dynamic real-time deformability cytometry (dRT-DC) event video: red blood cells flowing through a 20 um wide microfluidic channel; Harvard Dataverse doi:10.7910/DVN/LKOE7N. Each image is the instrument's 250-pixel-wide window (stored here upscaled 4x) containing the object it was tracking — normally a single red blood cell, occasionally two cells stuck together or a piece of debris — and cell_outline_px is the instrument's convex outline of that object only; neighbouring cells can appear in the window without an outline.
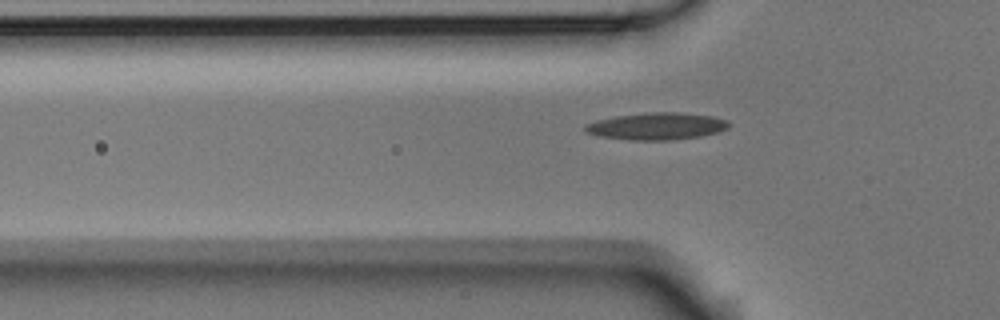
{"species": "Egyptian fruit bat (a non-hibernating species)", "species_latin": "Rousettus aegyptiacus", "temperature_condition": "room temperature", "stored_images_in_passage": 40, "camera_frame_rate_fps": 3000, "um_per_image_px": 0.085, "animal": {"sex": "male"}, "frame": {"image": 1, "passage_image": 9, "time_ms": 2.667, "image_size_px": [1000, 320], "cell_outline_px": [[728, 128], [716, 132], [700, 136], [672, 140], [632, 140], [596, 136], [584, 132], [584, 124], [596, 120], [616, 116], [648, 112], [676, 112], [712, 116], [724, 120], [728, 124]], "centroid_in_image_um": [55.73, 10.73], "position_along_channel_um": 70.1, "area_um2": 22.6}}
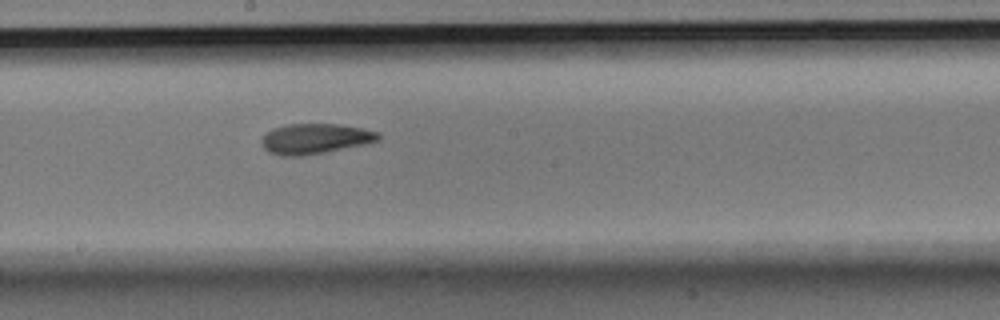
{"frame": {"image": 2, "passage_image": 21, "time_ms": 6.667, "image_size_px": [1000, 320], "cell_outline_px": [[380, 140], [364, 144], [304, 156], [284, 156], [268, 152], [264, 148], [260, 140], [272, 128], [284, 124], [336, 124], [364, 128], [380, 132]], "centroid_in_image_um": [26.78, 11.78], "position_along_channel_um": 221.4, "area_um2": 20.63}}
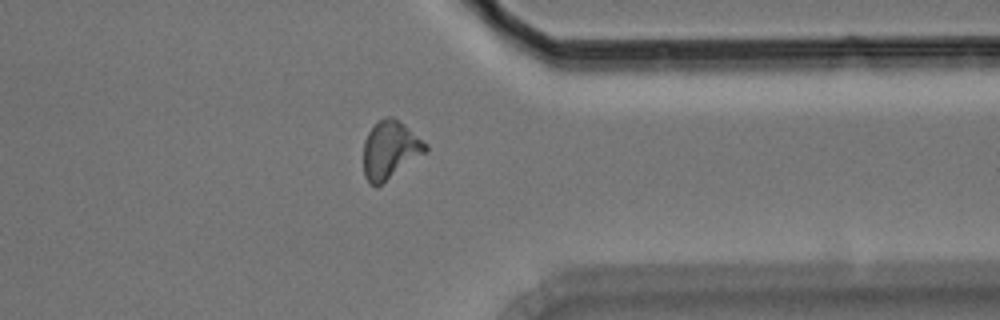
{"frame": {"image": 3, "passage_image": 34, "time_ms": 11.0, "image_size_px": [1000, 320], "cell_outline_px": [[428, 152], [376, 188], [364, 176], [364, 140], [368, 132], [384, 116], [392, 116], [404, 124], [428, 144]], "centroid_in_image_um": [33.19, 12.75], "position_along_channel_um": 378.2, "area_um2": 21.04}, "authors_computed_cell_mechanics": {"area_um2": 20.519, "velocity_mm_per_s": 3.7657, "shape_relaxation_time_tau1_ms": 6.9629, "shape_relaxation_time_tau2_ms": 3.5127, "deformation_change_tau1": 0.1994, "deformation_change_tau2": 0.1125}}